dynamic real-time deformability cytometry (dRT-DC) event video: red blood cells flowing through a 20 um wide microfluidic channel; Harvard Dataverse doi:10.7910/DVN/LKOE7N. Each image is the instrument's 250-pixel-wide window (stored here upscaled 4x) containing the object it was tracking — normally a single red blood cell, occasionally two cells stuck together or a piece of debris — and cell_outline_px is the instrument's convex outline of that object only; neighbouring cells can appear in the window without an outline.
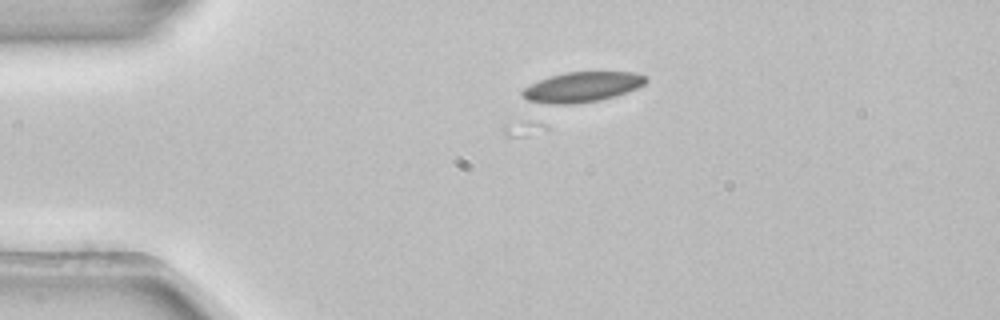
{"species": "common noctule bat (a hibernating species)", "species_latin": "Nyctalus noctula", "temperature_condition": "room temperature", "stored_images_in_passage": 4, "camera_frame_rate_fps": 3000, "um_per_image_px": 0.085, "animal": {"sex": "female", "body_mass_g": 22.7, "forearm_length_mm": 54.2}, "frame": {"image": 1, "passage_image": 3, "time_ms": 0.667, "image_size_px": [1000, 320], "cell_outline_px": [[648, 80], [644, 84], [636, 88], [612, 96], [596, 100], [572, 104], [548, 104], [528, 100], [520, 92], [524, 88], [548, 76], [564, 72], [636, 72], [648, 76]], "centroid_in_image_um": [49.48, 7.37], "position_along_channel_um": 35.5, "area_um2": 21.39}}